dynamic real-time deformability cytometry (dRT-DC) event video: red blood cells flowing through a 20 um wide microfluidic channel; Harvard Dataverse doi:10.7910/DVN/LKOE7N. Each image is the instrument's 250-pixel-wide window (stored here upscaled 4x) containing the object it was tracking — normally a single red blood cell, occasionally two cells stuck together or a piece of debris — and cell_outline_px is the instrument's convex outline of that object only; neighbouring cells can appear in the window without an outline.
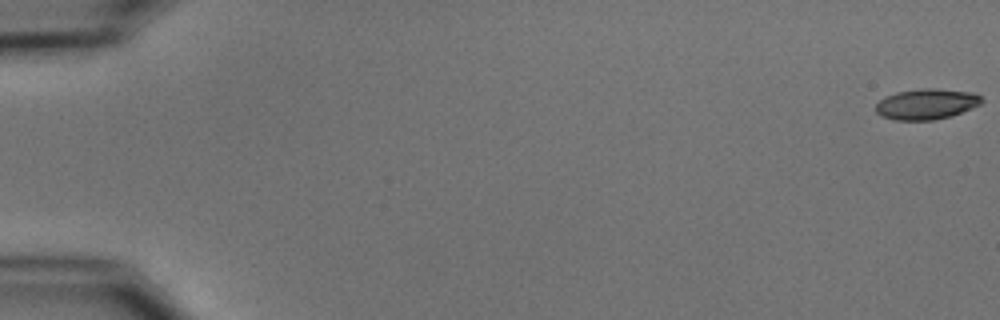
{"species": "common noctule bat (a hibernating species)", "species_latin": "Nyctalus noctula", "temperature_condition": "cold", "stored_images_in_passage": 55, "camera_frame_rate_fps": 3000, "um_per_image_px": 0.085, "animal": {"sex": "male", "body_mass_g": 15.6}, "frame": {"image": 1, "passage_image": 1, "time_ms": 0.0, "image_size_px": [1000, 320], "cell_outline_px": [[984, 100], [980, 104], [972, 108], [952, 116], [932, 120], [892, 120], [880, 116], [876, 112], [876, 104], [884, 96], [896, 92], [920, 88], [936, 88], [976, 92]], "centroid_in_image_um": [78.75, 8.84], "position_along_channel_um": 6.3, "area_um2": 19.25}}
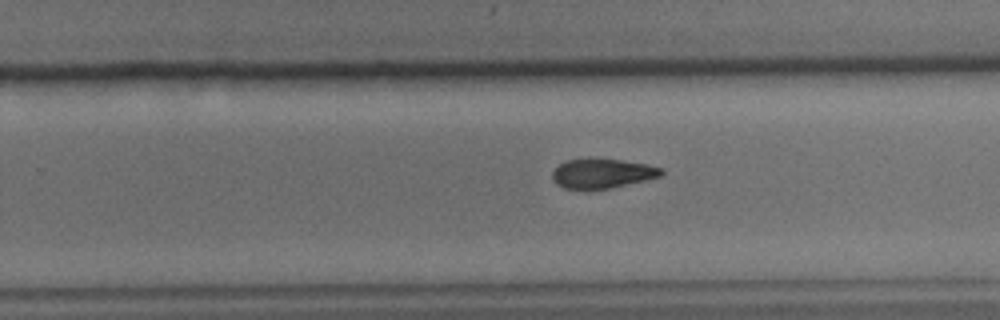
{"frame": {"image": 2, "passage_image": 36, "time_ms": 11.667, "image_size_px": [1000, 320], "cell_outline_px": [[664, 172], [660, 176], [644, 180], [608, 188], [564, 188], [556, 184], [552, 180], [552, 172], [564, 160], [620, 160], [648, 164], [664, 168]], "centroid_in_image_um": [51.2, 14.74], "position_along_channel_um": 278.6, "area_um2": 18.15}}
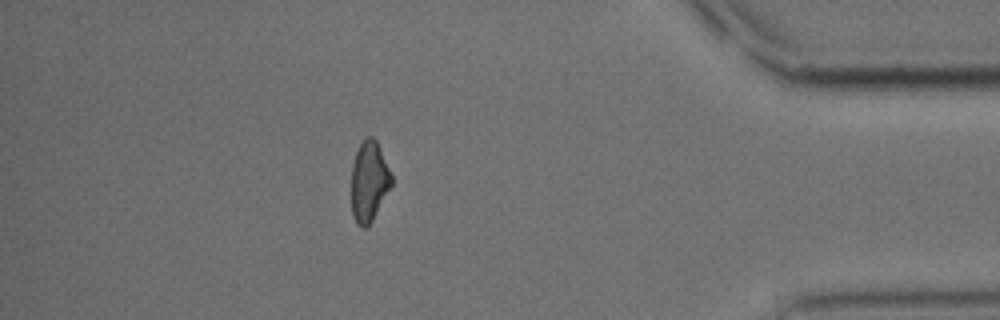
{"frame": {"image": 3, "passage_image": 49, "time_ms": 16.0, "image_size_px": [1000, 320], "cell_outline_px": [[392, 184], [372, 220], [364, 228], [360, 228], [356, 224], [352, 216], [352, 164], [356, 152], [360, 144], [368, 136], [372, 136], [376, 140], [380, 148], [392, 176]], "centroid_in_image_um": [31.36, 15.43], "position_along_channel_um": 403.8, "area_um2": 18.55}, "authors_computed_cell_mechanics": {"area_um2": 19.652, "velocity_mm_per_s": 3.7372, "shape_relaxation_time_tau1_ms": 7.7764, "shape_relaxation_time_tau2_ms": null, "deformation_change_tau1": 0.1723, "deformation_change_tau2": null}}